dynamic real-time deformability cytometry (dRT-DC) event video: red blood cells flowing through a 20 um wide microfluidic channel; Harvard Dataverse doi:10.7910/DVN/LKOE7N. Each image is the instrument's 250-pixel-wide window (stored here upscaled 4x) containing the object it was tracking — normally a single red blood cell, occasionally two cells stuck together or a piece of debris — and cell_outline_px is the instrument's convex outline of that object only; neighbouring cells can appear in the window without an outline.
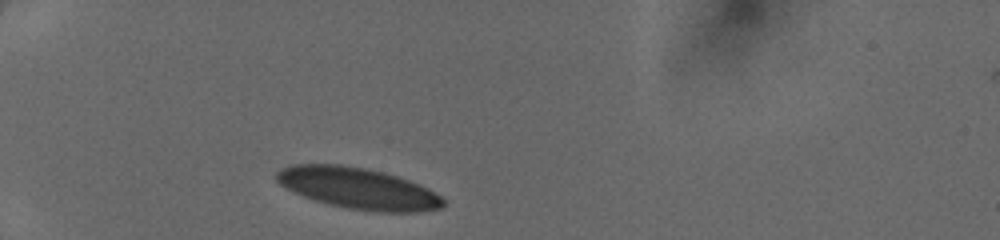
{"species": "human", "species_latin": "Homo sapiens", "temperature_condition": "cold", "stored_images_in_passage": 29, "camera_frame_rate_fps": 3000, "um_per_image_px": 0.085, "donor": {"sex": "female"}, "frame": {"image": 1, "passage_image": 1, "time_ms": 0.0, "image_size_px": [1000, 240], "cell_outline_px": [[444, 204], [440, 208], [420, 212], [376, 212], [348, 208], [328, 204], [304, 196], [280, 184], [276, 180], [276, 172], [280, 168], [292, 164], [340, 164], [364, 168], [384, 172], [420, 184], [428, 188], [440, 196], [444, 200]], "centroid_in_image_um": [30.44, 16.0], "position_along_channel_um": 54.6, "area_um2": 39.88}}
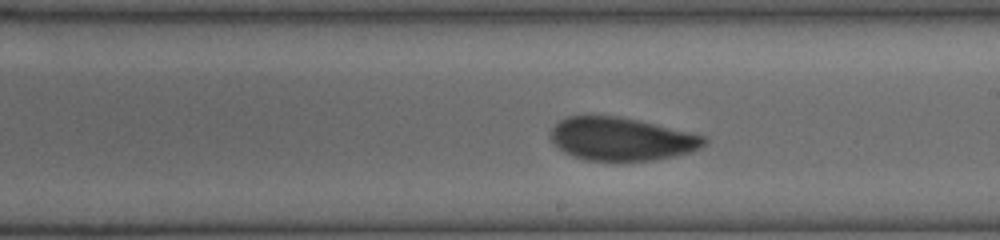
{"frame": {"image": 2, "passage_image": 16, "time_ms": 5.0, "image_size_px": [1000, 240], "cell_outline_px": [[708, 144], [692, 152], [676, 156], [656, 160], [588, 160], [572, 156], [564, 152], [548, 136], [552, 128], [560, 120], [568, 116], [620, 116], [640, 120], [704, 136], [708, 140]], "centroid_in_image_um": [52.85, 11.81], "position_along_channel_um": 236.2, "area_um2": 38.55}}
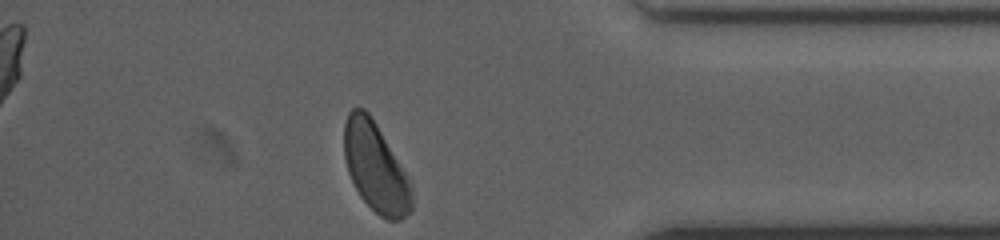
{"frame": {"image": 3, "passage_image": 29, "time_ms": 9.333, "image_size_px": [1000, 240], "cell_outline_px": [[412, 208], [400, 220], [384, 220], [360, 196], [348, 172], [344, 156], [344, 124], [348, 112], [352, 108], [364, 108], [372, 116], [404, 172], [412, 188]], "centroid_in_image_um": [31.89, 14.21], "position_along_channel_um": 403.3, "area_um2": 34.62}}